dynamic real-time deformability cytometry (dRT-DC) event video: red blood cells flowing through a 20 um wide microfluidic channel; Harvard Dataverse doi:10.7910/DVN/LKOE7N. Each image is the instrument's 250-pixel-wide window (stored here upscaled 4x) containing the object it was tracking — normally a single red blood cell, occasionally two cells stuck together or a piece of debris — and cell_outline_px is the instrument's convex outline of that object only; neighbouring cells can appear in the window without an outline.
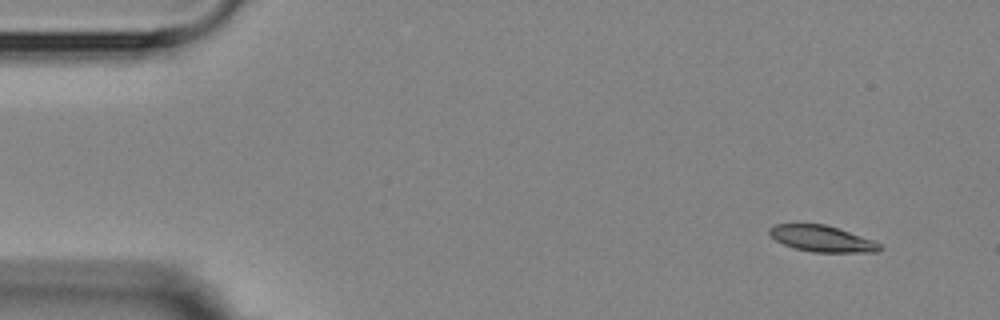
{"species": "Egyptian fruit bat (a non-hibernating species)", "species_latin": "Rousettus aegyptiacus", "temperature_condition": "room temperature", "stored_images_in_passage": 13, "camera_frame_rate_fps": 3000, "um_per_image_px": 0.085, "animal": {"sex": "female"}, "frame": {"image": 1, "passage_image": 1, "time_ms": 0.0, "image_size_px": [1000, 320], "cell_outline_px": [[884, 248], [876, 252], [812, 252], [796, 248], [784, 244], [776, 240], [768, 232], [768, 228], [776, 224], [824, 224], [872, 240], [880, 244]], "centroid_in_image_um": [69.85, 20.29], "position_along_channel_um": 15.1, "area_um2": 16.53}}
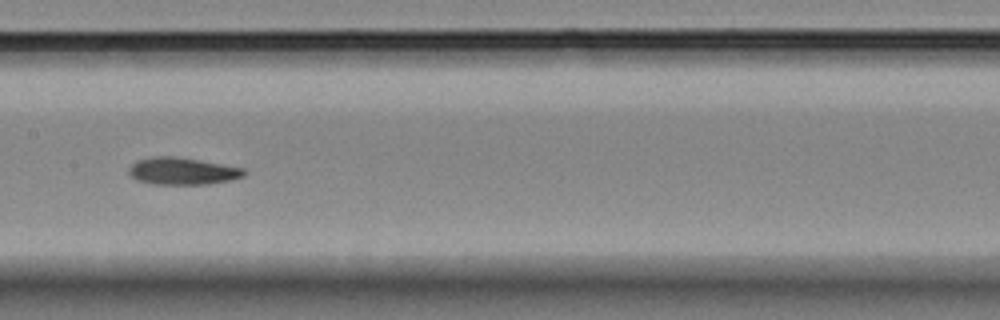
{"frame": {"image": 2, "passage_image": 6, "time_ms": 7.667, "image_size_px": [1000, 320], "cell_outline_px": [[248, 172], [244, 176], [228, 180], [208, 184], [152, 184], [136, 180], [128, 172], [128, 168], [136, 160], [152, 156], [176, 156], [244, 168]], "centroid_in_image_um": [15.48, 14.54], "position_along_channel_um": 191.9, "area_um2": 18.26}}
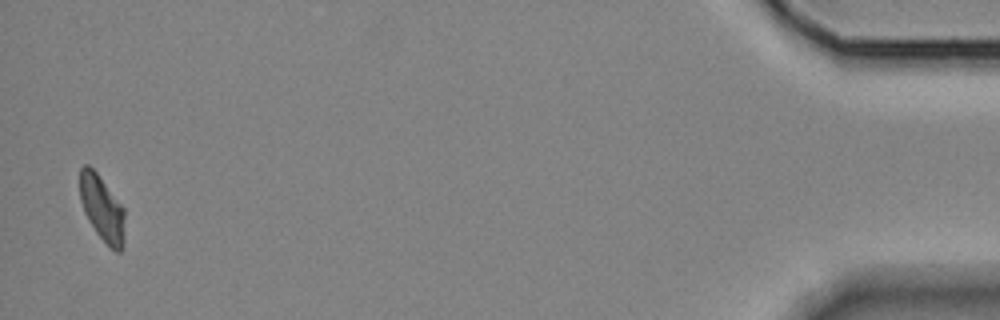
{"frame": {"image": 3, "passage_image": 13, "time_ms": 16.667, "image_size_px": [1000, 320], "cell_outline_px": [[124, 248], [120, 252], [116, 252], [96, 232], [88, 220], [84, 212], [80, 200], [80, 168], [84, 164], [88, 164], [96, 172], [124, 208]], "centroid_in_image_um": [8.67, 17.71], "position_along_channel_um": 426.5, "area_um2": 17.05}, "authors_computed_cell_mechanics": {"area_um2": 17.918, "velocity_mm_per_s": 3.5981, "shape_relaxation_time_tau1_ms": null, "shape_relaxation_time_tau2_ms": 7.0592, "deformation_change_tau1": null, "deformation_change_tau2": 0.1234}}